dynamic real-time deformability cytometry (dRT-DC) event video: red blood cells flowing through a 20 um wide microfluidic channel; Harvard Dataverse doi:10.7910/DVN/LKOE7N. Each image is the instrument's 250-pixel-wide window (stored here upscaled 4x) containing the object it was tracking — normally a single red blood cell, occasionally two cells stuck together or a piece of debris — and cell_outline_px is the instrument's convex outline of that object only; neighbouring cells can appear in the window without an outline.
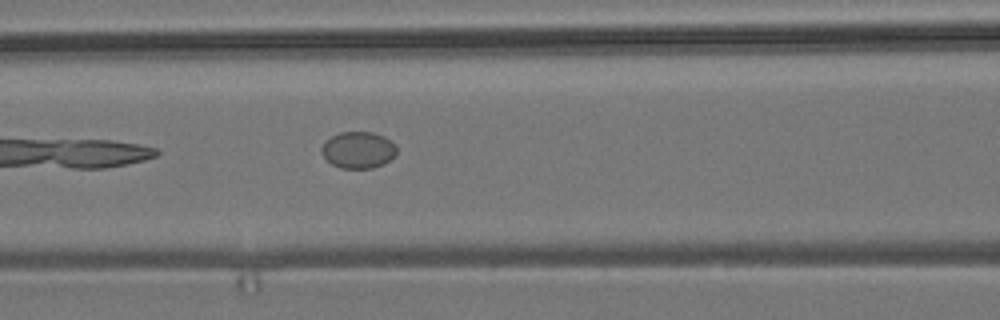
{"species": "common noctule bat (a hibernating species)", "species_latin": "Nyctalus noctula", "temperature_condition": "room temperature", "stored_images_in_passage": 7, "camera_frame_rate_fps": 3000, "um_per_image_px": 0.085, "animal": {"sex": "male", "body_mass_g": 19.2, "forearm_length_mm": 51.8}, "frame": {"image": 1, "passage_image": 7, "time_ms": 2.0, "image_size_px": [1000, 320], "cell_outline_px": [[396, 156], [384, 164], [372, 168], [340, 168], [332, 164], [320, 152], [320, 148], [332, 136], [340, 132], [372, 132], [384, 136], [396, 148]], "centroid_in_image_um": [30.45, 12.76], "position_along_channel_um": 136.2, "area_um2": 15.9}}